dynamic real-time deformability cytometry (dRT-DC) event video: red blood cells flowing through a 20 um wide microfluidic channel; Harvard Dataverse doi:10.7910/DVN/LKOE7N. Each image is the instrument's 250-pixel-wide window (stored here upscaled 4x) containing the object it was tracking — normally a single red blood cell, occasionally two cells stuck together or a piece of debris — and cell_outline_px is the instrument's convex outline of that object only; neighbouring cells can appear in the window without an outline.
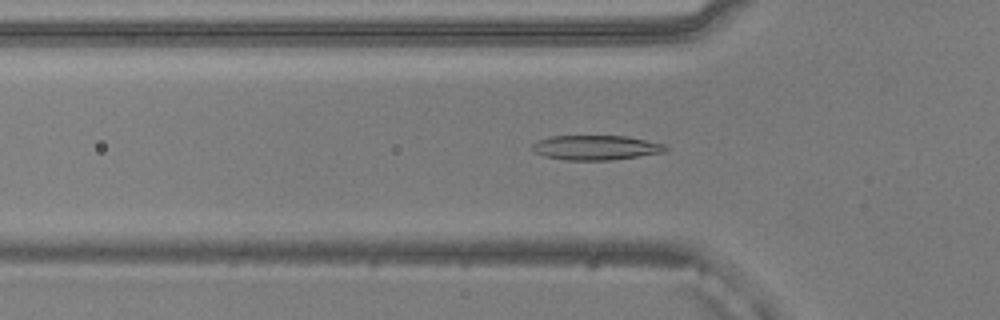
{"species": "common noctule bat (a hibernating species)", "species_latin": "Nyctalus noctula", "temperature_condition": "warm", "stored_images_in_passage": 46, "camera_frame_rate_fps": 3000, "um_per_image_px": 0.085, "animal": {"sex": "male", "body_mass_g": 20.5, "forearm_length_mm": 52.5}, "frame": {"image": 1, "passage_image": 16, "time_ms": 5.0, "image_size_px": [1000, 320], "cell_outline_px": [[668, 148], [664, 152], [612, 160], [564, 160], [544, 156], [536, 152], [532, 148], [532, 144], [536, 140], [552, 136], [628, 136], [664, 144]], "centroid_in_image_um": [50.63, 12.54], "position_along_channel_um": 75.2, "area_um2": 19.13}}
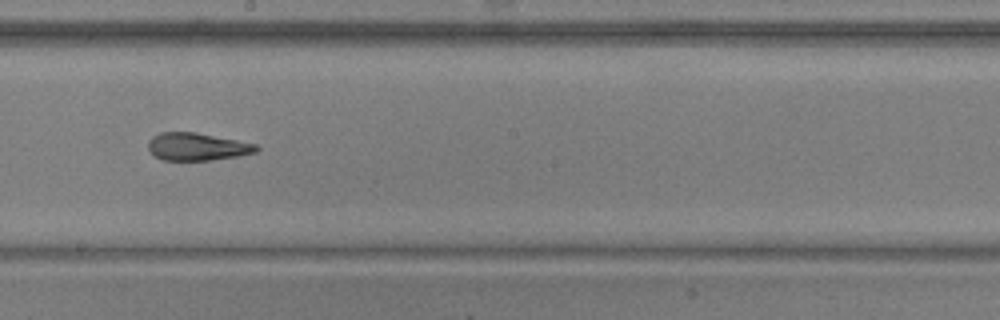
{"frame": {"image": 2, "passage_image": 28, "time_ms": 9.0, "image_size_px": [1000, 320], "cell_outline_px": [[260, 148], [256, 152], [236, 156], [212, 160], [164, 160], [156, 156], [148, 148], [148, 140], [152, 136], [160, 132], [196, 132], [256, 144]], "centroid_in_image_um": [16.74, 12.46], "position_along_channel_um": 231.5, "area_um2": 17.28}}
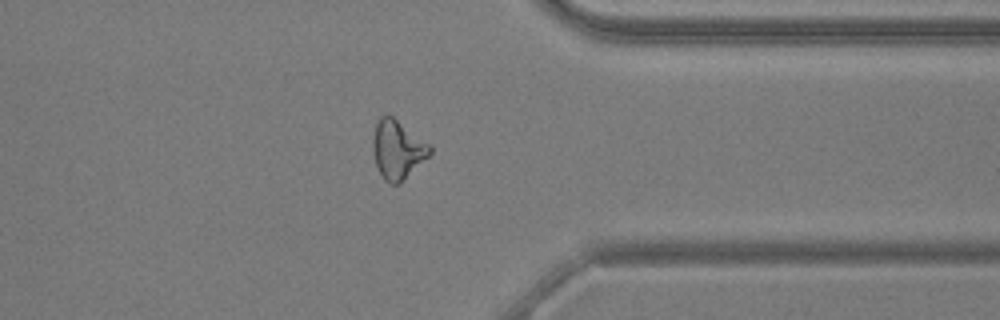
{"frame": {"image": 3, "passage_image": 40, "time_ms": 13.0, "image_size_px": [1000, 320], "cell_outline_px": [[432, 152], [400, 184], [392, 184], [384, 180], [376, 164], [372, 152], [372, 136], [376, 124], [380, 116], [392, 116], [428, 144], [432, 148]], "centroid_in_image_um": [33.75, 12.73], "position_along_channel_um": 377.6, "area_um2": 19.19}, "authors_computed_cell_mechanics": {"area_um2": 18.8139, "velocity_mm_per_s": 3.8697, "shape_relaxation_time_tau1_ms": null, "shape_relaxation_time_tau2_ms": 1.9759, "deformation_change_tau1": null, "deformation_change_tau2": 0.1043}}